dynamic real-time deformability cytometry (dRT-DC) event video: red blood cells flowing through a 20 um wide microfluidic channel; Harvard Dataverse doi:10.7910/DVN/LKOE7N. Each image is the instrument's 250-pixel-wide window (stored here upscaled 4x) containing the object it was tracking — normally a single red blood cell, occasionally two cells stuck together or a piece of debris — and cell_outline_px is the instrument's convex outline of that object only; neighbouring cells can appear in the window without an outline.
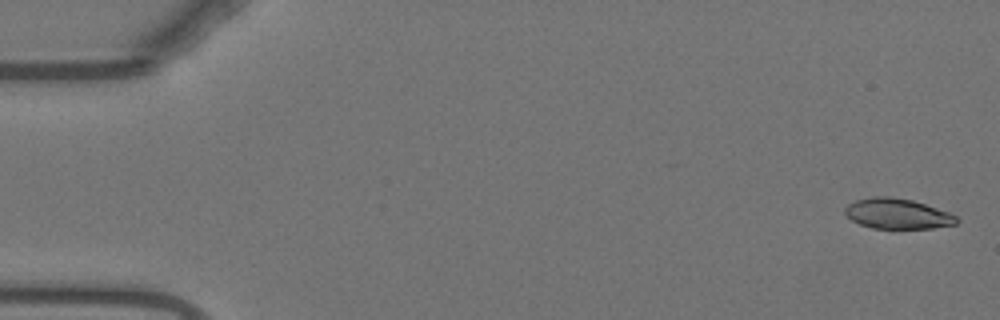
{"species": "Egyptian fruit bat (a non-hibernating species)", "species_latin": "Rousettus aegyptiacus", "temperature_condition": "warm", "stored_images_in_passage": 55, "camera_frame_rate_fps": 3000, "um_per_image_px": 0.085, "animal": {"sex": "female"}, "frame": {"image": 1, "passage_image": 2, "time_ms": 0.333, "image_size_px": [1000, 320], "cell_outline_px": [[960, 220], [956, 224], [932, 228], [872, 228], [860, 224], [852, 220], [844, 212], [844, 208], [848, 204], [856, 200], [872, 196], [888, 196], [912, 200], [948, 212], [956, 216]], "centroid_in_image_um": [76.27, 18.16], "position_along_channel_um": 8.7, "area_um2": 19.59}}
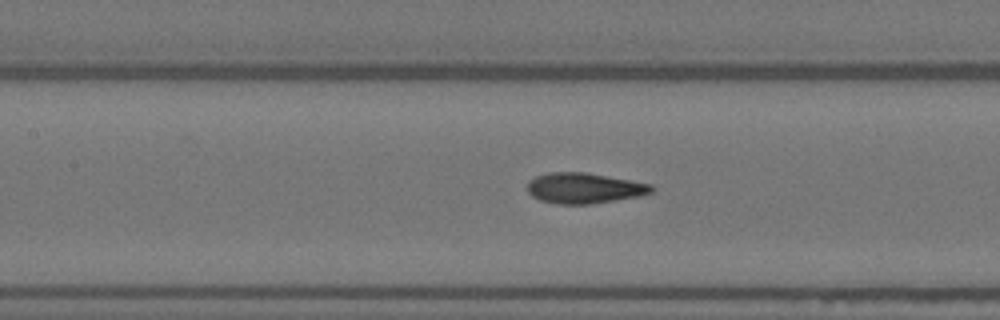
{"frame": {"image": 2, "passage_image": 25, "time_ms": 8.0, "image_size_px": [1000, 320], "cell_outline_px": [[656, 188], [652, 192], [640, 196], [592, 204], [556, 204], [540, 200], [532, 196], [528, 192], [528, 180], [536, 176], [548, 172], [584, 172], [632, 180], [652, 184]], "centroid_in_image_um": [49.67, 15.99], "position_along_channel_um": 157.7, "area_um2": 22.31}}
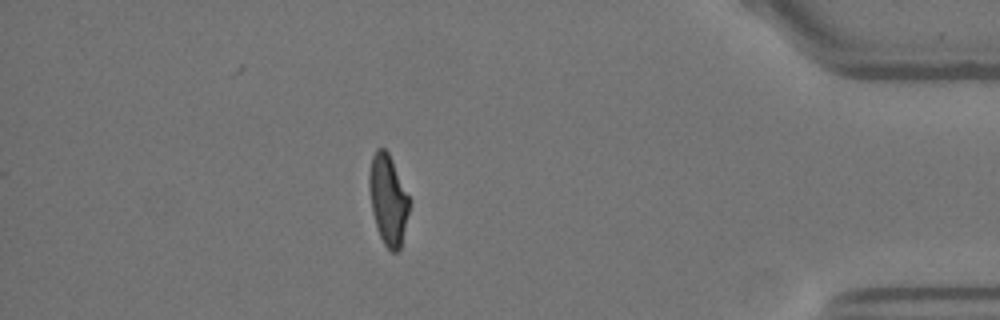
{"frame": {"image": 3, "passage_image": 48, "time_ms": 15.667, "image_size_px": [1000, 320], "cell_outline_px": [[408, 212], [400, 248], [396, 252], [392, 252], [384, 244], [380, 236], [372, 212], [368, 188], [368, 176], [372, 156], [376, 148], [384, 148], [388, 152], [392, 160], [408, 196]], "centroid_in_image_um": [32.94, 16.94], "position_along_channel_um": 402.3, "area_um2": 20.63}, "authors_computed_cell_mechanics": {"area_um2": 21.6172, "velocity_mm_per_s": 3.7463, "shape_relaxation_time_tau1_ms": 7.4526, "shape_relaxation_time_tau2_ms": 1.1024, "deformation_change_tau1": 0.2401, "deformation_change_tau2": 0.0703}}